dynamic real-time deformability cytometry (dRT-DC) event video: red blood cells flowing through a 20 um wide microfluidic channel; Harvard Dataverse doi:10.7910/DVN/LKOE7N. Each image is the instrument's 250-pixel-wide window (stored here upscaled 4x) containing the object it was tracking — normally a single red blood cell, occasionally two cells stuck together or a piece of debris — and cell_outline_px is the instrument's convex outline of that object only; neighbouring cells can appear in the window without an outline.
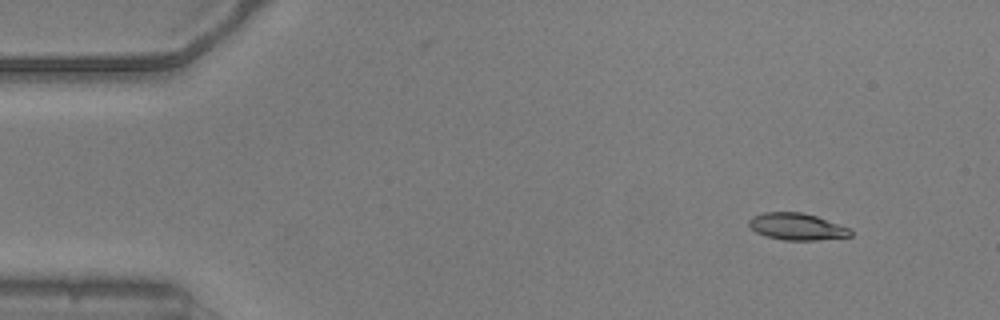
{"species": "common noctule bat (a hibernating species)", "species_latin": "Nyctalus noctula", "temperature_condition": "warm", "stored_images_in_passage": 37, "camera_frame_rate_fps": 3000, "um_per_image_px": 0.085, "animal": {"sex": "male", "body_mass_g": 20.5, "forearm_length_mm": 52.5}, "frame": {"image": 1, "passage_image": 1, "time_ms": 0.0, "image_size_px": [1000, 320], "cell_outline_px": [[852, 236], [816, 240], [784, 240], [768, 236], [756, 232], [748, 224], [748, 220], [752, 216], [764, 212], [800, 212], [816, 216], [848, 228], [852, 232]], "centroid_in_image_um": [67.7, 19.26], "position_along_channel_um": 17.3, "area_um2": 15.66}}
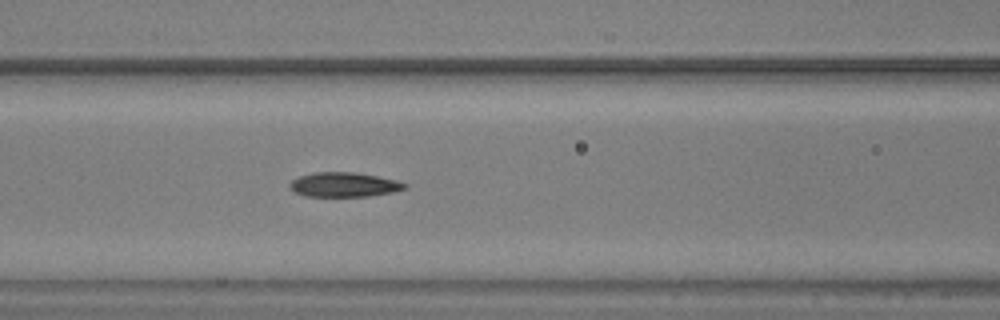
{"frame": {"image": 2, "passage_image": 18, "time_ms": 5.667, "image_size_px": [1000, 320], "cell_outline_px": [[408, 188], [392, 192], [368, 196], [304, 196], [288, 188], [288, 184], [292, 180], [300, 176], [312, 172], [356, 172], [396, 180], [408, 184]], "centroid_in_image_um": [29.23, 15.69], "position_along_channel_um": 137.4, "area_um2": 16.47}}
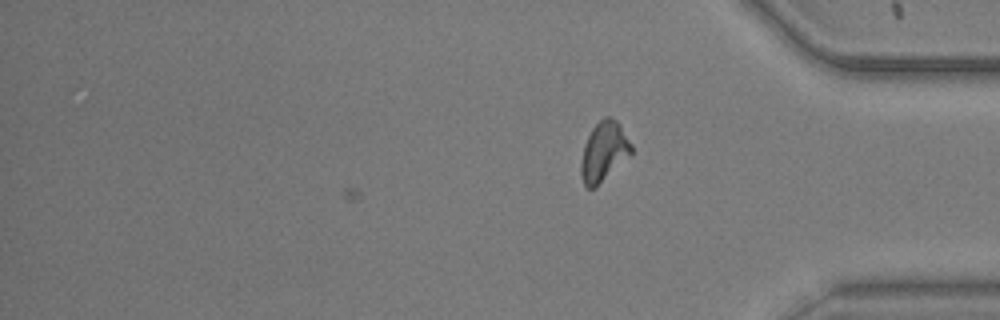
{"frame": {"image": 3, "passage_image": 37, "time_ms": 12.0, "image_size_px": [1000, 320], "cell_outline_px": [[632, 152], [596, 188], [588, 188], [584, 184], [580, 176], [580, 164], [584, 144], [592, 128], [604, 116], [608, 116], [616, 120], [632, 144]], "centroid_in_image_um": [51.3, 12.9], "position_along_channel_um": 383.9, "area_um2": 17.34}, "authors_computed_cell_mechanics": {"area_um2": 16.7042, "velocity_mm_per_s": 3.828, "shape_relaxation_time_tau1_ms": 6.096, "shape_relaxation_time_tau2_ms": null, "deformation_change_tau1": 0.1874, "deformation_change_tau2": null}}